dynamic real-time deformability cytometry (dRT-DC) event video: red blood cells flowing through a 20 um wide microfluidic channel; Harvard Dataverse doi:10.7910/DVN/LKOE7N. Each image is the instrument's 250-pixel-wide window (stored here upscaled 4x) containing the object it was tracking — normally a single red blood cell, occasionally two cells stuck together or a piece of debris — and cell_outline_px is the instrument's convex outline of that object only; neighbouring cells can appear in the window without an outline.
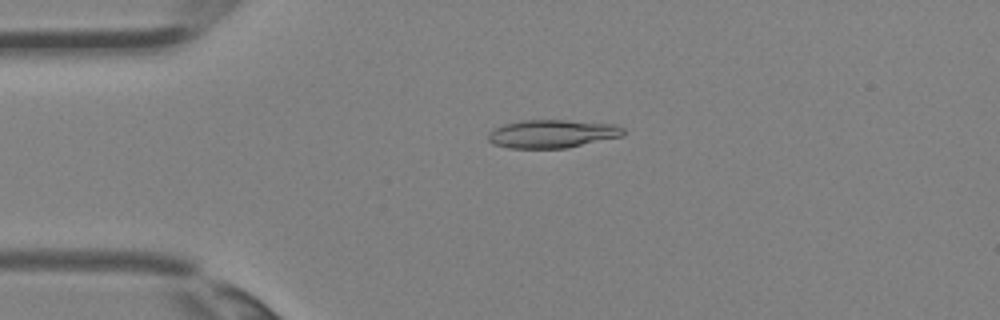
{"species": "Egyptian fruit bat (a non-hibernating species)", "species_latin": "Rousettus aegyptiacus", "temperature_condition": "room temperature", "stored_images_in_passage": 3, "camera_frame_rate_fps": 3000, "um_per_image_px": 0.085, "animal": {"sex": "female"}, "frame": {"image": 1, "passage_image": 2, "time_ms": 0.333, "image_size_px": [1000, 320], "cell_outline_px": [[624, 136], [568, 148], [508, 148], [492, 144], [488, 140], [488, 132], [504, 124], [520, 120], [564, 120], [616, 124], [624, 128]], "centroid_in_image_um": [46.95, 11.38], "position_along_channel_um": 38.0, "area_um2": 22.43}}